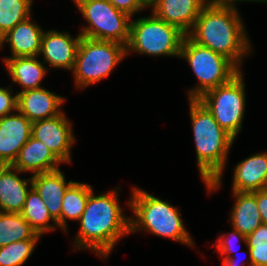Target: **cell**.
Masks as SVG:
<instances>
[{
    "label": "cell",
    "instance_id": "34",
    "mask_svg": "<svg viewBox=\"0 0 267 266\" xmlns=\"http://www.w3.org/2000/svg\"><path fill=\"white\" fill-rule=\"evenodd\" d=\"M138 2L143 8H145L148 6L153 7L158 2V0H138Z\"/></svg>",
    "mask_w": 267,
    "mask_h": 266
},
{
    "label": "cell",
    "instance_id": "28",
    "mask_svg": "<svg viewBox=\"0 0 267 266\" xmlns=\"http://www.w3.org/2000/svg\"><path fill=\"white\" fill-rule=\"evenodd\" d=\"M17 110V95L12 96L10 88L0 87V118Z\"/></svg>",
    "mask_w": 267,
    "mask_h": 266
},
{
    "label": "cell",
    "instance_id": "4",
    "mask_svg": "<svg viewBox=\"0 0 267 266\" xmlns=\"http://www.w3.org/2000/svg\"><path fill=\"white\" fill-rule=\"evenodd\" d=\"M132 192L128 205L136 219L130 217V232L144 229L193 247L177 208L139 188H133Z\"/></svg>",
    "mask_w": 267,
    "mask_h": 266
},
{
    "label": "cell",
    "instance_id": "16",
    "mask_svg": "<svg viewBox=\"0 0 267 266\" xmlns=\"http://www.w3.org/2000/svg\"><path fill=\"white\" fill-rule=\"evenodd\" d=\"M72 182L65 181L60 169L32 176V187L44 200L50 215L57 221V227H61L62 200Z\"/></svg>",
    "mask_w": 267,
    "mask_h": 266
},
{
    "label": "cell",
    "instance_id": "5",
    "mask_svg": "<svg viewBox=\"0 0 267 266\" xmlns=\"http://www.w3.org/2000/svg\"><path fill=\"white\" fill-rule=\"evenodd\" d=\"M180 57L185 58L194 71L199 85L188 93L189 99H198L205 92L229 82L240 69L225 56L201 46L185 35Z\"/></svg>",
    "mask_w": 267,
    "mask_h": 266
},
{
    "label": "cell",
    "instance_id": "14",
    "mask_svg": "<svg viewBox=\"0 0 267 266\" xmlns=\"http://www.w3.org/2000/svg\"><path fill=\"white\" fill-rule=\"evenodd\" d=\"M205 5L204 0H158L152 13L187 35Z\"/></svg>",
    "mask_w": 267,
    "mask_h": 266
},
{
    "label": "cell",
    "instance_id": "25",
    "mask_svg": "<svg viewBox=\"0 0 267 266\" xmlns=\"http://www.w3.org/2000/svg\"><path fill=\"white\" fill-rule=\"evenodd\" d=\"M32 0H0V38L30 17Z\"/></svg>",
    "mask_w": 267,
    "mask_h": 266
},
{
    "label": "cell",
    "instance_id": "22",
    "mask_svg": "<svg viewBox=\"0 0 267 266\" xmlns=\"http://www.w3.org/2000/svg\"><path fill=\"white\" fill-rule=\"evenodd\" d=\"M21 215L36 233L41 236L48 231L54 230L55 227L51 224L49 225L50 220L54 221L57 225V221L50 215L44 200L32 187V184H30V191L27 194Z\"/></svg>",
    "mask_w": 267,
    "mask_h": 266
},
{
    "label": "cell",
    "instance_id": "27",
    "mask_svg": "<svg viewBox=\"0 0 267 266\" xmlns=\"http://www.w3.org/2000/svg\"><path fill=\"white\" fill-rule=\"evenodd\" d=\"M233 231L230 233L229 237H225V235L219 236L217 240V246L218 252L221 253V256L223 258L222 265L223 266H240V264H237V259L234 258V256L230 255V253H233V240L242 241L247 244L246 236H244L242 233H240L236 229H232ZM228 254V255H227ZM225 255V256H224Z\"/></svg>",
    "mask_w": 267,
    "mask_h": 266
},
{
    "label": "cell",
    "instance_id": "18",
    "mask_svg": "<svg viewBox=\"0 0 267 266\" xmlns=\"http://www.w3.org/2000/svg\"><path fill=\"white\" fill-rule=\"evenodd\" d=\"M19 172L11 165H5L0 170V212L21 213L23 210L32 177L21 179L17 175Z\"/></svg>",
    "mask_w": 267,
    "mask_h": 266
},
{
    "label": "cell",
    "instance_id": "3",
    "mask_svg": "<svg viewBox=\"0 0 267 266\" xmlns=\"http://www.w3.org/2000/svg\"><path fill=\"white\" fill-rule=\"evenodd\" d=\"M198 168L209 192L221 186V176L234 138L198 99H189Z\"/></svg>",
    "mask_w": 267,
    "mask_h": 266
},
{
    "label": "cell",
    "instance_id": "26",
    "mask_svg": "<svg viewBox=\"0 0 267 266\" xmlns=\"http://www.w3.org/2000/svg\"><path fill=\"white\" fill-rule=\"evenodd\" d=\"M38 240L16 241L0 247V266H22L31 256Z\"/></svg>",
    "mask_w": 267,
    "mask_h": 266
},
{
    "label": "cell",
    "instance_id": "1",
    "mask_svg": "<svg viewBox=\"0 0 267 266\" xmlns=\"http://www.w3.org/2000/svg\"><path fill=\"white\" fill-rule=\"evenodd\" d=\"M235 6L206 4L187 36L225 56L240 69L242 58L250 53L251 46Z\"/></svg>",
    "mask_w": 267,
    "mask_h": 266
},
{
    "label": "cell",
    "instance_id": "9",
    "mask_svg": "<svg viewBox=\"0 0 267 266\" xmlns=\"http://www.w3.org/2000/svg\"><path fill=\"white\" fill-rule=\"evenodd\" d=\"M245 84L241 71L229 82L205 92L198 100L216 122L234 139L242 128L245 112Z\"/></svg>",
    "mask_w": 267,
    "mask_h": 266
},
{
    "label": "cell",
    "instance_id": "29",
    "mask_svg": "<svg viewBox=\"0 0 267 266\" xmlns=\"http://www.w3.org/2000/svg\"><path fill=\"white\" fill-rule=\"evenodd\" d=\"M250 266H267V246H247Z\"/></svg>",
    "mask_w": 267,
    "mask_h": 266
},
{
    "label": "cell",
    "instance_id": "12",
    "mask_svg": "<svg viewBox=\"0 0 267 266\" xmlns=\"http://www.w3.org/2000/svg\"><path fill=\"white\" fill-rule=\"evenodd\" d=\"M81 34L72 38L69 33L56 30L44 32L41 40L40 54L44 56L45 64L53 68L73 70Z\"/></svg>",
    "mask_w": 267,
    "mask_h": 266
},
{
    "label": "cell",
    "instance_id": "8",
    "mask_svg": "<svg viewBox=\"0 0 267 266\" xmlns=\"http://www.w3.org/2000/svg\"><path fill=\"white\" fill-rule=\"evenodd\" d=\"M89 26L81 29V36L114 41L127 46L131 17L115 8L108 0H73Z\"/></svg>",
    "mask_w": 267,
    "mask_h": 266
},
{
    "label": "cell",
    "instance_id": "10",
    "mask_svg": "<svg viewBox=\"0 0 267 266\" xmlns=\"http://www.w3.org/2000/svg\"><path fill=\"white\" fill-rule=\"evenodd\" d=\"M71 123L61 113L32 123L31 135L43 142L62 162H71L70 149L75 142Z\"/></svg>",
    "mask_w": 267,
    "mask_h": 266
},
{
    "label": "cell",
    "instance_id": "19",
    "mask_svg": "<svg viewBox=\"0 0 267 266\" xmlns=\"http://www.w3.org/2000/svg\"><path fill=\"white\" fill-rule=\"evenodd\" d=\"M233 175L232 191L256 192L267 189V153L256 154L239 162Z\"/></svg>",
    "mask_w": 267,
    "mask_h": 266
},
{
    "label": "cell",
    "instance_id": "32",
    "mask_svg": "<svg viewBox=\"0 0 267 266\" xmlns=\"http://www.w3.org/2000/svg\"><path fill=\"white\" fill-rule=\"evenodd\" d=\"M256 196L257 207L263 224H267V189L252 192Z\"/></svg>",
    "mask_w": 267,
    "mask_h": 266
},
{
    "label": "cell",
    "instance_id": "21",
    "mask_svg": "<svg viewBox=\"0 0 267 266\" xmlns=\"http://www.w3.org/2000/svg\"><path fill=\"white\" fill-rule=\"evenodd\" d=\"M232 193L236 201L231 211V225L247 237L262 224L256 196L252 192L232 191Z\"/></svg>",
    "mask_w": 267,
    "mask_h": 266
},
{
    "label": "cell",
    "instance_id": "2",
    "mask_svg": "<svg viewBox=\"0 0 267 266\" xmlns=\"http://www.w3.org/2000/svg\"><path fill=\"white\" fill-rule=\"evenodd\" d=\"M118 191L94 196L90 192L84 212L79 219L80 229L75 238L76 249L89 248L104 258L122 236L130 232V217L122 214Z\"/></svg>",
    "mask_w": 267,
    "mask_h": 266
},
{
    "label": "cell",
    "instance_id": "35",
    "mask_svg": "<svg viewBox=\"0 0 267 266\" xmlns=\"http://www.w3.org/2000/svg\"><path fill=\"white\" fill-rule=\"evenodd\" d=\"M4 166H5L4 164H1V163H0V170H1Z\"/></svg>",
    "mask_w": 267,
    "mask_h": 266
},
{
    "label": "cell",
    "instance_id": "30",
    "mask_svg": "<svg viewBox=\"0 0 267 266\" xmlns=\"http://www.w3.org/2000/svg\"><path fill=\"white\" fill-rule=\"evenodd\" d=\"M115 8L132 17L135 13L143 10L138 0H108Z\"/></svg>",
    "mask_w": 267,
    "mask_h": 266
},
{
    "label": "cell",
    "instance_id": "24",
    "mask_svg": "<svg viewBox=\"0 0 267 266\" xmlns=\"http://www.w3.org/2000/svg\"><path fill=\"white\" fill-rule=\"evenodd\" d=\"M91 191V185L74 181L65 191L61 210V229L64 232L67 230V218L78 221L81 218Z\"/></svg>",
    "mask_w": 267,
    "mask_h": 266
},
{
    "label": "cell",
    "instance_id": "6",
    "mask_svg": "<svg viewBox=\"0 0 267 266\" xmlns=\"http://www.w3.org/2000/svg\"><path fill=\"white\" fill-rule=\"evenodd\" d=\"M126 55V46L121 43L82 36L72 70L77 87L84 88L108 77Z\"/></svg>",
    "mask_w": 267,
    "mask_h": 266
},
{
    "label": "cell",
    "instance_id": "17",
    "mask_svg": "<svg viewBox=\"0 0 267 266\" xmlns=\"http://www.w3.org/2000/svg\"><path fill=\"white\" fill-rule=\"evenodd\" d=\"M43 30L40 26L31 21V16L18 23L13 29L9 30L5 35L0 38V48L3 43L9 42L11 48V57H25V56H39L41 49V40Z\"/></svg>",
    "mask_w": 267,
    "mask_h": 266
},
{
    "label": "cell",
    "instance_id": "31",
    "mask_svg": "<svg viewBox=\"0 0 267 266\" xmlns=\"http://www.w3.org/2000/svg\"><path fill=\"white\" fill-rule=\"evenodd\" d=\"M247 246H267V224H261L246 237Z\"/></svg>",
    "mask_w": 267,
    "mask_h": 266
},
{
    "label": "cell",
    "instance_id": "13",
    "mask_svg": "<svg viewBox=\"0 0 267 266\" xmlns=\"http://www.w3.org/2000/svg\"><path fill=\"white\" fill-rule=\"evenodd\" d=\"M17 111L25 115L32 123L55 117L62 113L59 107L65 98L42 88L18 92Z\"/></svg>",
    "mask_w": 267,
    "mask_h": 266
},
{
    "label": "cell",
    "instance_id": "23",
    "mask_svg": "<svg viewBox=\"0 0 267 266\" xmlns=\"http://www.w3.org/2000/svg\"><path fill=\"white\" fill-rule=\"evenodd\" d=\"M40 237L41 235L36 233L21 213L0 212V247L12 242Z\"/></svg>",
    "mask_w": 267,
    "mask_h": 266
},
{
    "label": "cell",
    "instance_id": "15",
    "mask_svg": "<svg viewBox=\"0 0 267 266\" xmlns=\"http://www.w3.org/2000/svg\"><path fill=\"white\" fill-rule=\"evenodd\" d=\"M58 163H62L40 140L32 135L20 149L12 167L21 172L30 171L33 175L58 170Z\"/></svg>",
    "mask_w": 267,
    "mask_h": 266
},
{
    "label": "cell",
    "instance_id": "33",
    "mask_svg": "<svg viewBox=\"0 0 267 266\" xmlns=\"http://www.w3.org/2000/svg\"><path fill=\"white\" fill-rule=\"evenodd\" d=\"M238 1H259V2H265V0H204L205 4H220V5H235V2H238Z\"/></svg>",
    "mask_w": 267,
    "mask_h": 266
},
{
    "label": "cell",
    "instance_id": "11",
    "mask_svg": "<svg viewBox=\"0 0 267 266\" xmlns=\"http://www.w3.org/2000/svg\"><path fill=\"white\" fill-rule=\"evenodd\" d=\"M0 118V163L11 165L31 136L32 122L16 110Z\"/></svg>",
    "mask_w": 267,
    "mask_h": 266
},
{
    "label": "cell",
    "instance_id": "7",
    "mask_svg": "<svg viewBox=\"0 0 267 266\" xmlns=\"http://www.w3.org/2000/svg\"><path fill=\"white\" fill-rule=\"evenodd\" d=\"M143 17L130 23V37L126 46L131 51L151 56L180 57L181 44L185 34L177 27L156 17Z\"/></svg>",
    "mask_w": 267,
    "mask_h": 266
},
{
    "label": "cell",
    "instance_id": "20",
    "mask_svg": "<svg viewBox=\"0 0 267 266\" xmlns=\"http://www.w3.org/2000/svg\"><path fill=\"white\" fill-rule=\"evenodd\" d=\"M4 62L12 81L23 87L20 92L42 88L40 82L46 74V67L36 56L4 58Z\"/></svg>",
    "mask_w": 267,
    "mask_h": 266
}]
</instances>
